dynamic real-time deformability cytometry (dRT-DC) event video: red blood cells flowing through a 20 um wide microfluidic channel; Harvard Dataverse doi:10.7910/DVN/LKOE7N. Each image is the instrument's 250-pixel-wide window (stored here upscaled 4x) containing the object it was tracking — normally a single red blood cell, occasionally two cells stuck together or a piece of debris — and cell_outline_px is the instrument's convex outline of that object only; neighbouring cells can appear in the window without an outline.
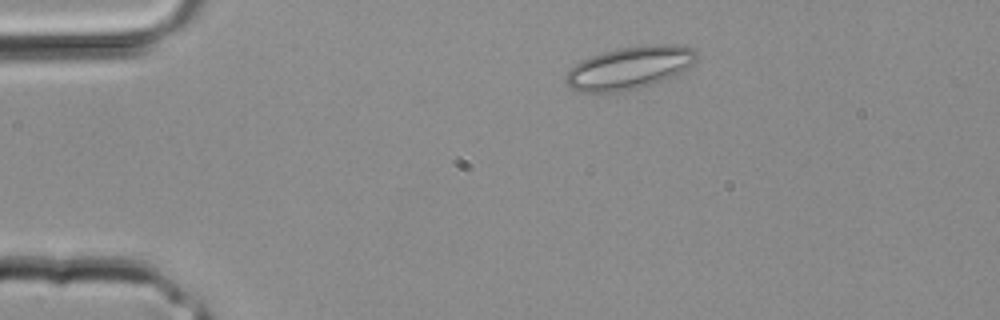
{"species": "common noctule bat (a hibernating species)", "species_latin": "Nyctalus noctula", "temperature_condition": "room temperature", "stored_images_in_passage": 2, "camera_frame_rate_fps": 3000, "um_per_image_px": 0.085, "animal": {"sex": "male", "body_mass_g": 20.4}, "frame": {"image": 1, "passage_image": 1, "time_ms": 0.0, "image_size_px": [1000, 320], "cell_outline_px": [[700, 56], [692, 64], [680, 72], [664, 80], [652, 84], [636, 88], [616, 92], [580, 92], [572, 88], [564, 80], [564, 76], [580, 60], [604, 52], [620, 48], [648, 44], [676, 44], [696, 48]], "centroid_in_image_um": [53.56, 5.74], "position_along_channel_um": 31.4, "area_um2": 32.48}}